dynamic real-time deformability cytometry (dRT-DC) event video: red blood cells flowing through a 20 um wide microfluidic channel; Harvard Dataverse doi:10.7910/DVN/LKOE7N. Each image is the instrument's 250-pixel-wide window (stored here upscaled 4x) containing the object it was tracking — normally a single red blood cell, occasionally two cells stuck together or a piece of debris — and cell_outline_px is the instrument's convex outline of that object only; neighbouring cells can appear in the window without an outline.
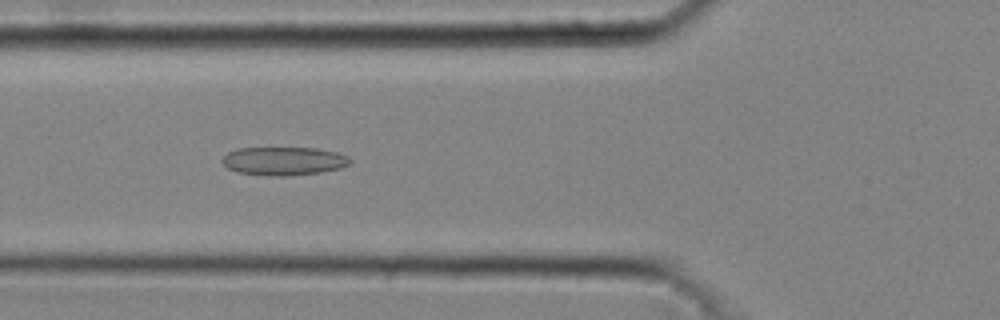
{"species": "common noctule bat (a hibernating species)", "species_latin": "Nyctalus noctula", "temperature_condition": "cold", "stored_images_in_passage": 44, "camera_frame_rate_fps": 3000, "um_per_image_px": 0.085, "animal": {"sex": "male", "body_mass_g": 20.4}, "frame": {"image": 1, "passage_image": 17, "time_ms": 5.333, "image_size_px": [1000, 320], "cell_outline_px": [[352, 164], [340, 168], [320, 172], [284, 176], [272, 176], [236, 172], [228, 168], [220, 160], [228, 152], [236, 148], [316, 148], [336, 152], [348, 156], [352, 160]], "centroid_in_image_um": [24.13, 13.68], "position_along_channel_um": 101.7, "area_um2": 21.21}}
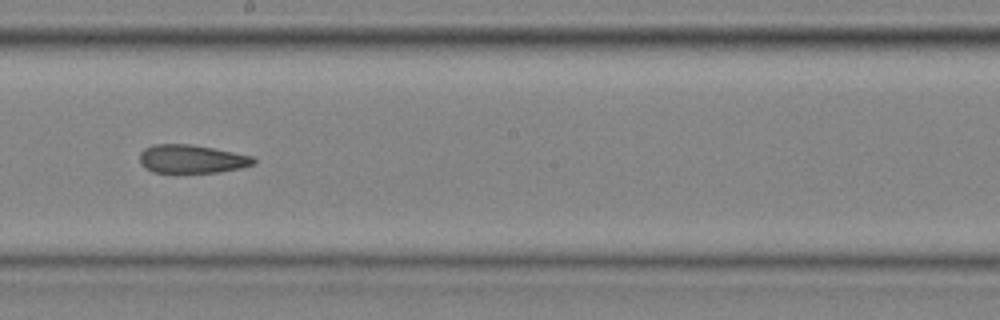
{"frame": {"image": 2, "passage_image": 26, "time_ms": 8.333, "image_size_px": [1000, 320], "cell_outline_px": [[256, 164], [240, 168], [216, 172], [176, 176], [152, 172], [144, 168], [140, 164], [140, 152], [144, 148], [152, 144], [192, 144], [252, 156], [256, 160]], "centroid_in_image_um": [16.22, 13.56], "position_along_channel_um": 232.0, "area_um2": 19.77}}
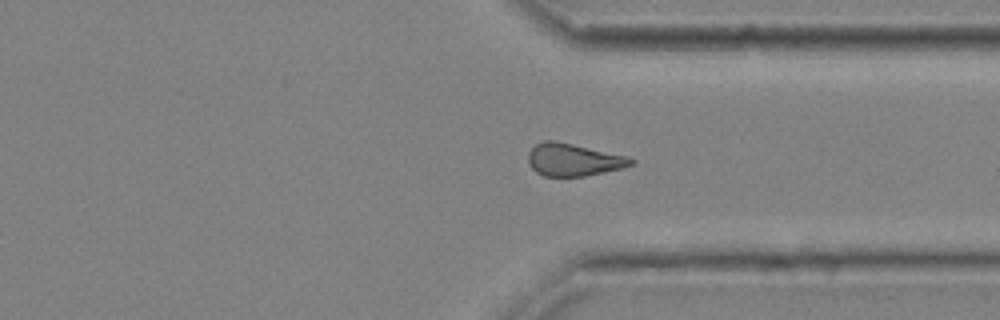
{"frame": {"image": 3, "passage_image": 35, "time_ms": 11.333, "image_size_px": [1000, 320], "cell_outline_px": [[636, 164], [624, 168], [584, 176], [544, 176], [536, 172], [532, 168], [528, 160], [528, 152], [536, 144], [544, 140], [556, 140], [628, 156], [636, 160]], "centroid_in_image_um": [48.78, 13.57], "position_along_channel_um": 362.6, "area_um2": 19.65}, "authors_computed_cell_mechanics": {"area_um2": 19.9121, "velocity_mm_per_s": 4.3365, "shape_relaxation_time_tau1_ms": null, "shape_relaxation_time_tau2_ms": 3.3857, "deformation_change_tau1": null, "deformation_change_tau2": 0.128}}